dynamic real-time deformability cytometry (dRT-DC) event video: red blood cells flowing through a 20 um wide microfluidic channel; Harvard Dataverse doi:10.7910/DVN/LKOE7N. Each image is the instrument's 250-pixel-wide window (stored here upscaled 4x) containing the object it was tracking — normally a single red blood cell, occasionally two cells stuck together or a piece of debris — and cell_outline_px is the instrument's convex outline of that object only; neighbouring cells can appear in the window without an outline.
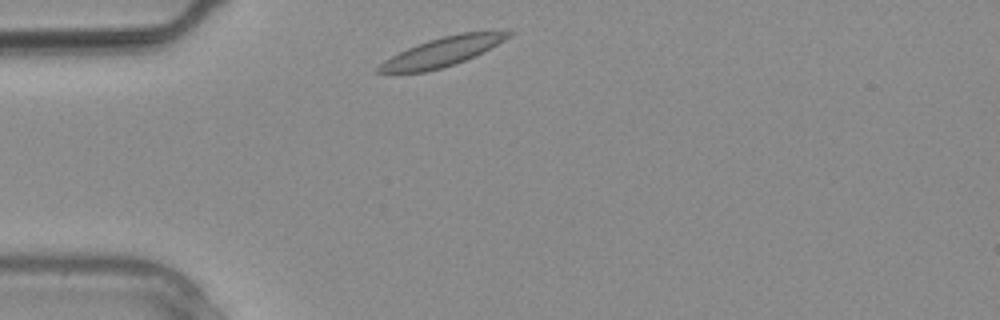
{"species": "common noctule bat (a hibernating species)", "species_latin": "Nyctalus noctula", "temperature_condition": "warm", "stored_images_in_passage": 1, "camera_frame_rate_fps": 3000, "um_per_image_px": 0.085, "animal": {"sex": "male", "body_mass_g": 20.4}, "frame": {"image": 1, "passage_image": 1, "time_ms": 0.0, "image_size_px": [1000, 320], "cell_outline_px": [[516, 32], [512, 36], [476, 56], [456, 64], [424, 72], [376, 72], [376, 68], [384, 60], [416, 44], [428, 40], [460, 32]], "centroid_in_image_um": [37.6, 4.4], "position_along_channel_um": 47.4, "area_um2": 21.68}}